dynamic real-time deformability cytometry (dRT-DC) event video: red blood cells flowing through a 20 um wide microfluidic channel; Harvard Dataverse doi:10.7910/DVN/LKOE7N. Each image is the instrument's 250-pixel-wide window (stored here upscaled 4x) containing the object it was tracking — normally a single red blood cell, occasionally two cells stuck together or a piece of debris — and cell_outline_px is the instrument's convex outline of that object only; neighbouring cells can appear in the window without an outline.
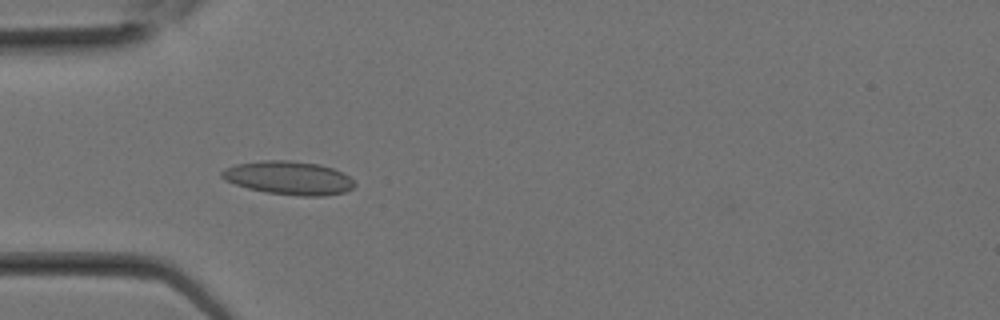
{"species": "Egyptian fruit bat (a non-hibernating species)", "species_latin": "Rousettus aegyptiacus", "temperature_condition": "room temperature", "stored_images_in_passage": 16, "camera_frame_rate_fps": 3000, "um_per_image_px": 0.085, "animal": {"sex": "female"}, "frame": {"image": 1, "passage_image": 8, "time_ms": 2.333, "image_size_px": [1000, 320], "cell_outline_px": [[356, 184], [352, 188], [344, 192], [324, 196], [300, 196], [264, 192], [248, 188], [224, 180], [220, 176], [220, 172], [224, 168], [236, 164], [264, 160], [288, 160], [320, 164], [344, 172]], "centroid_in_image_um": [24.53, 15.12], "position_along_channel_um": 60.5, "area_um2": 26.01}}
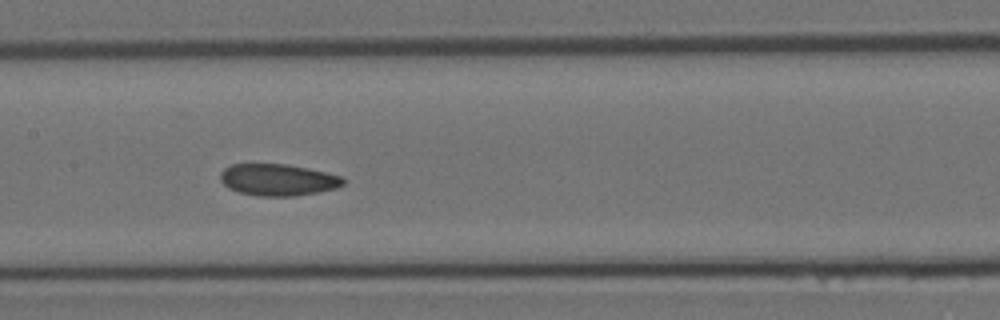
{"frame": {"image": 2, "passage_image": 13, "time_ms": 4.0, "image_size_px": [1000, 320], "cell_outline_px": [[344, 184], [336, 188], [296, 196], [256, 196], [240, 192], [228, 188], [220, 180], [220, 172], [224, 168], [232, 164], [288, 164], [308, 168], [344, 176]], "centroid_in_image_um": [23.62, 15.28], "position_along_channel_um": 183.8, "area_um2": 22.83}}
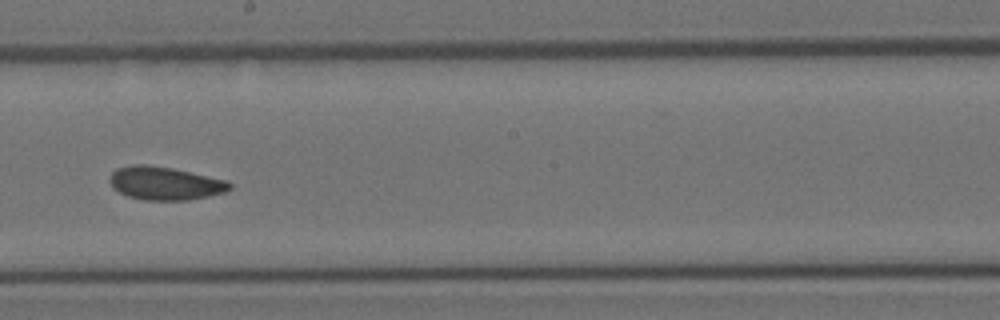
{"frame": {"image": 3, "passage_image": 15, "time_ms": 4.667, "image_size_px": [1000, 320], "cell_outline_px": [[232, 188], [224, 192], [208, 196], [188, 200], [144, 200], [128, 196], [112, 188], [108, 180], [112, 172], [116, 168], [132, 164], [148, 164], [172, 168], [224, 180], [232, 184]], "centroid_in_image_um": [13.96, 15.57], "position_along_channel_um": 234.2, "area_um2": 23.18}}